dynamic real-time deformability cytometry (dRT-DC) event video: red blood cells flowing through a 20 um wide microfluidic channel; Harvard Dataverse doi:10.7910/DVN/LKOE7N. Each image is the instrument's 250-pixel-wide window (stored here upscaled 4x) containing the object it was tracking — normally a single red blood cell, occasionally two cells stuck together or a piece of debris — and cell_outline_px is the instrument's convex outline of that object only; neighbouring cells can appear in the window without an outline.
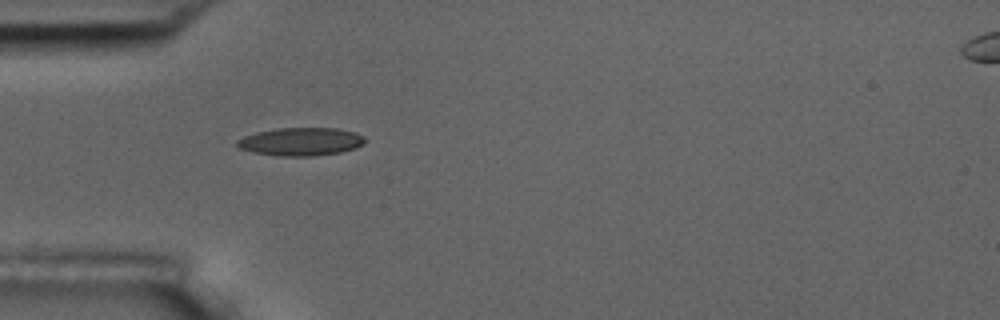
{"species": "common noctule bat (a hibernating species)", "species_latin": "Nyctalus noctula", "temperature_condition": "room temperature", "stored_images_in_passage": 40, "camera_frame_rate_fps": 3000, "um_per_image_px": 0.085, "animal": {"sex": "male", "body_mass_g": 17.5, "forearm_length_mm": 52.3}, "frame": {"image": 1, "passage_image": 1, "time_ms": 0.0, "image_size_px": [1000, 320], "cell_outline_px": [[364, 144], [356, 148], [340, 152], [312, 156], [280, 156], [252, 152], [240, 148], [236, 144], [236, 140], [244, 136], [256, 132], [276, 128], [340, 128], [356, 132], [364, 136]], "centroid_in_image_um": [25.58, 12.03], "position_along_channel_um": 59.4, "area_um2": 21.04}}
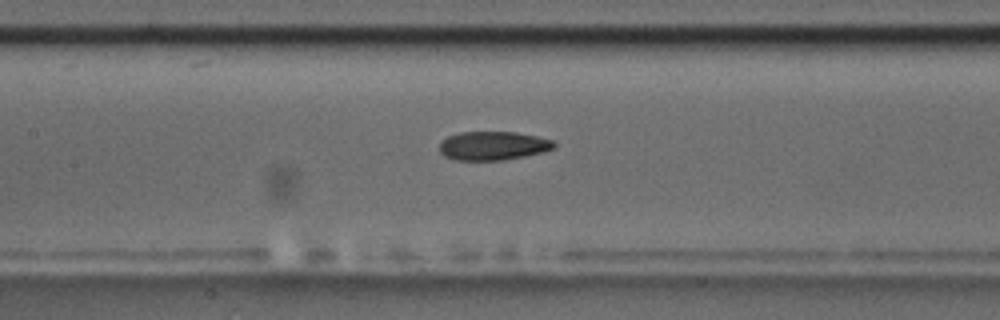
{"frame": {"image": 2, "passage_image": 10, "time_ms": 3.0, "image_size_px": [1000, 320], "cell_outline_px": [[556, 144], [552, 148], [544, 152], [504, 160], [456, 160], [444, 156], [440, 152], [440, 140], [448, 136], [460, 132], [516, 132], [536, 136], [552, 140]], "centroid_in_image_um": [41.88, 12.39], "position_along_channel_um": 165.5, "area_um2": 19.19}}
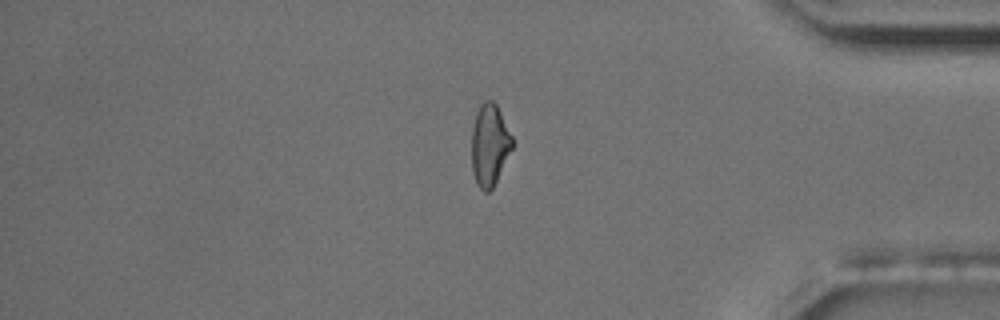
{"frame": {"image": 3, "passage_image": 31, "time_ms": 10.0, "image_size_px": [1000, 320], "cell_outline_px": [[512, 148], [492, 188], [488, 192], [484, 192], [476, 184], [472, 172], [472, 128], [476, 112], [480, 104], [484, 100], [492, 100], [496, 104], [512, 136]], "centroid_in_image_um": [41.59, 12.31], "position_along_channel_um": 393.6, "area_um2": 19.19}, "authors_computed_cell_mechanics": {"area_um2": 19.8543, "velocity_mm_per_s": 3.6257, "shape_relaxation_time_tau1_ms": 7.4582, "shape_relaxation_time_tau2_ms": 2.8065, "deformation_change_tau1": 0.175, "deformation_change_tau2": 0.0915}}